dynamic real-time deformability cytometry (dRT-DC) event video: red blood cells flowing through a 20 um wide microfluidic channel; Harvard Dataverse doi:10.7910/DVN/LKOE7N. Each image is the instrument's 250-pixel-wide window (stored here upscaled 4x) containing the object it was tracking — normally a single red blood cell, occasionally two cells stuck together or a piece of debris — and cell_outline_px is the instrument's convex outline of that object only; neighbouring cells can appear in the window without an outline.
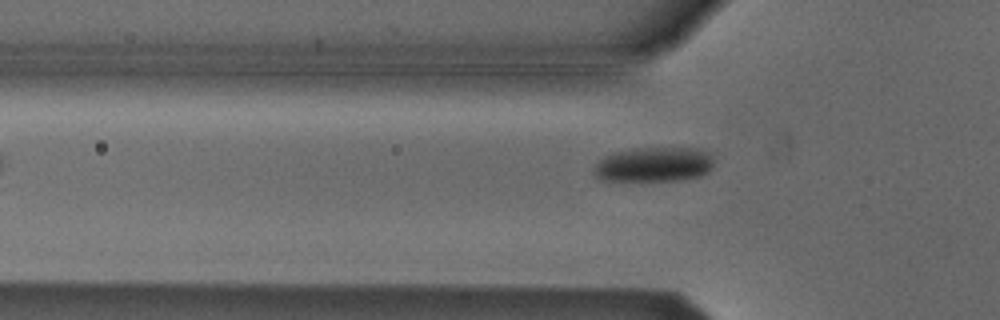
{"species": "Egyptian fruit bat (a non-hibernating species)", "species_latin": "Rousettus aegyptiacus", "temperature_condition": "cold", "stored_images_in_passage": 40, "camera_frame_rate_fps": 3000, "um_per_image_px": 0.085, "animal": {"sex": "male"}, "frame": {"image": 1, "passage_image": 4, "time_ms": 1.0, "image_size_px": [1000, 320], "cell_outline_px": [[712, 168], [708, 172], [700, 176], [676, 180], [600, 180], [596, 176], [596, 164], [600, 160], [612, 152], [636, 148], [700, 148], [708, 152], [712, 156]], "centroid_in_image_um": [55.62, 13.97], "position_along_channel_um": 70.2, "area_um2": 24.04}}
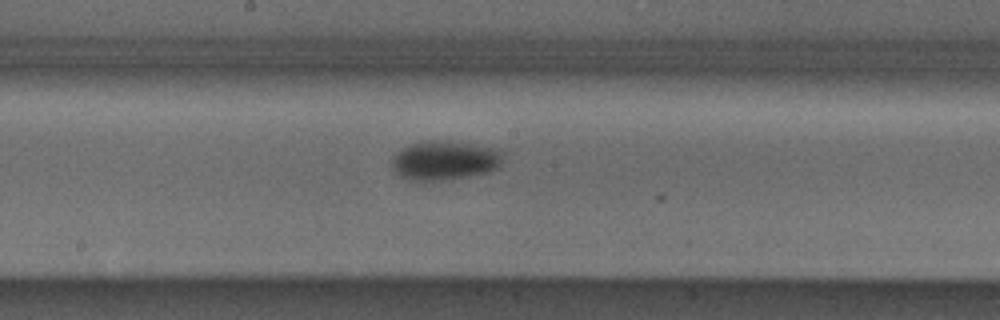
{"frame": {"image": 2, "passage_image": 15, "time_ms": 4.667, "image_size_px": [1000, 320], "cell_outline_px": [[500, 164], [496, 168], [488, 172], [468, 176], [440, 180], [408, 180], [400, 176], [392, 168], [392, 156], [396, 152], [412, 144], [428, 140], [444, 140], [492, 148], [500, 152]], "centroid_in_image_um": [37.72, 13.64], "position_along_channel_um": 210.5, "area_um2": 24.85}}
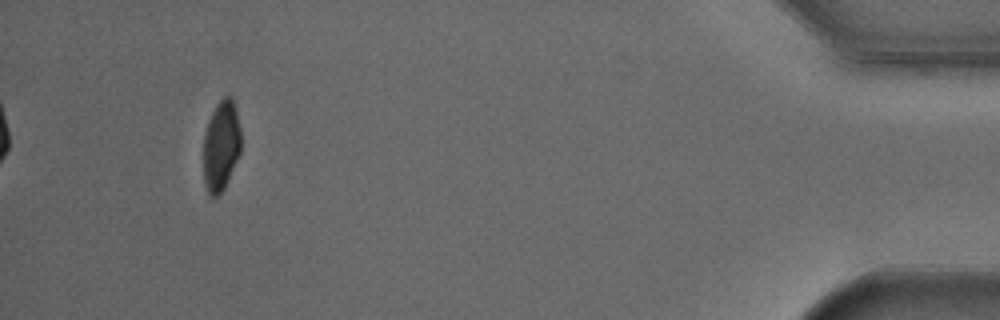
{"frame": {"image": 3, "passage_image": 37, "time_ms": 12.0, "image_size_px": [1000, 320], "cell_outline_px": [[240, 152], [228, 180], [224, 188], [216, 196], [212, 196], [208, 192], [204, 180], [204, 136], [208, 120], [216, 104], [224, 96], [232, 96], [240, 128]], "centroid_in_image_um": [18.79, 12.35], "position_along_channel_um": 416.4, "area_um2": 19.48}, "authors_computed_cell_mechanics": {"area_um2": 23.987, "velocity_mm_per_s": 3.8186, "shape_relaxation_time_tau1_ms": 2.35, "shape_relaxation_time_tau2_ms": null, "deformation_change_tau1": 0.0918, "deformation_change_tau2": null}}